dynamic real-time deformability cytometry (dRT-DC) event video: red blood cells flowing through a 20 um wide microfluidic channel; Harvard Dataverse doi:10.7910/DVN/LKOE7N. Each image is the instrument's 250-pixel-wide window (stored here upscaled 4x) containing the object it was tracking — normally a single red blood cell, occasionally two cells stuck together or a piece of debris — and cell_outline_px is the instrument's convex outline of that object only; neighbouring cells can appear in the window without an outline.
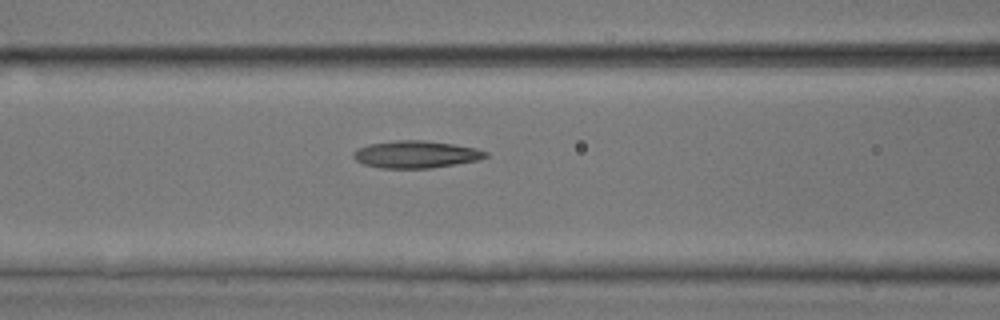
{"species": "common noctule bat (a hibernating species)", "species_latin": "Nyctalus noctula", "temperature_condition": "room temperature", "stored_images_in_passage": 5, "camera_frame_rate_fps": 3000, "um_per_image_px": 0.085, "animal": {"sex": "male", "body_mass_g": 17.9, "forearm_length_mm": 54.2}, "frame": {"image": 1, "passage_image": 5, "time_ms": 5.667, "image_size_px": [1000, 320], "cell_outline_px": [[488, 156], [476, 160], [456, 164], [432, 168], [380, 168], [364, 164], [356, 160], [352, 156], [352, 152], [356, 148], [368, 144], [396, 140], [424, 140], [452, 144], [476, 148], [488, 152]], "centroid_in_image_um": [35.31, 13.12], "position_along_channel_um": 131.3, "area_um2": 21.04}}